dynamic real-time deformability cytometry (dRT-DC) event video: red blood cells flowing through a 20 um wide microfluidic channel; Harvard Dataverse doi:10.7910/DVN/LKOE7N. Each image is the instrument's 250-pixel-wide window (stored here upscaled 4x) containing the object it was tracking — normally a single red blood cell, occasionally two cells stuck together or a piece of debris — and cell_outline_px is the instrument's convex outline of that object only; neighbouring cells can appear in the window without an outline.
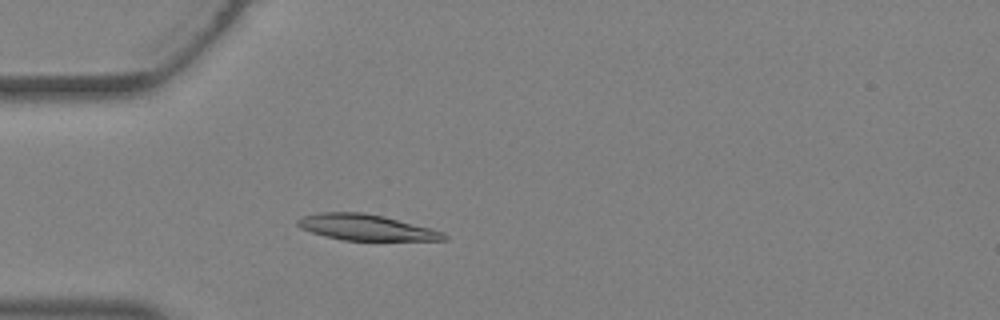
{"species": "Egyptian fruit bat (a non-hibernating species)", "species_latin": "Rousettus aegyptiacus", "temperature_condition": "warm", "stored_images_in_passage": 30, "camera_frame_rate_fps": 3000, "um_per_image_px": 0.085, "animal": {"sex": "female"}, "frame": {"image": 1, "passage_image": 3, "time_ms": 0.667, "image_size_px": [1000, 320], "cell_outline_px": [[448, 240], [344, 240], [324, 236], [300, 228], [296, 224], [296, 220], [304, 216], [320, 212], [360, 212], [384, 216], [432, 228], [444, 232], [448, 236]], "centroid_in_image_um": [31.14, 19.33], "position_along_channel_um": 53.9, "area_um2": 22.08}}
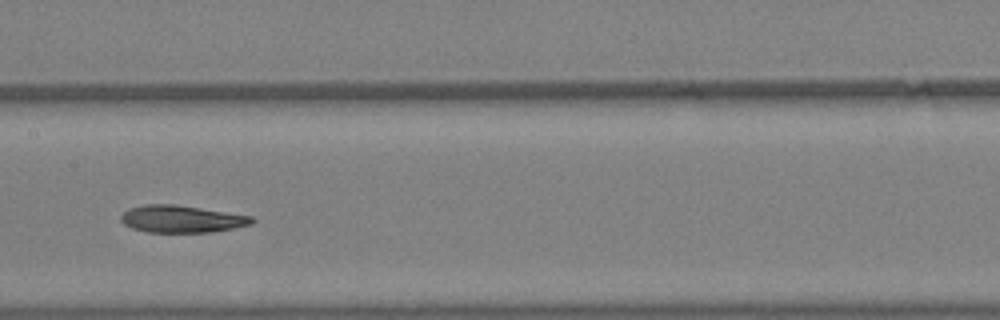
{"frame": {"image": 2, "passage_image": 11, "time_ms": 3.333, "image_size_px": [1000, 320], "cell_outline_px": [[256, 220], [252, 224], [212, 232], [148, 232], [132, 228], [124, 224], [120, 220], [120, 216], [128, 208], [148, 204], [172, 204], [200, 208], [252, 216]], "centroid_in_image_um": [15.42, 18.61], "position_along_channel_um": 192.0, "area_um2": 20.63}}
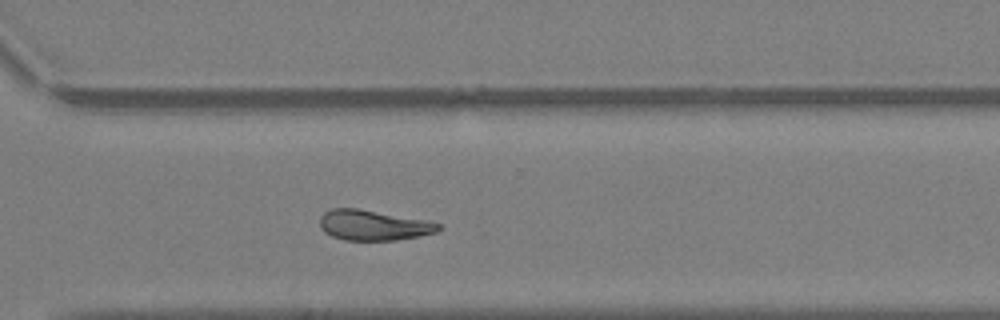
{"frame": {"image": 3, "passage_image": 19, "time_ms": 6.0, "image_size_px": [1000, 320], "cell_outline_px": [[444, 228], [436, 232], [420, 236], [396, 240], [344, 240], [332, 236], [324, 232], [320, 228], [320, 216], [324, 212], [332, 208], [356, 208], [432, 220], [440, 224]], "centroid_in_image_um": [31.78, 19.13], "position_along_channel_um": 338.8, "area_um2": 21.33}}